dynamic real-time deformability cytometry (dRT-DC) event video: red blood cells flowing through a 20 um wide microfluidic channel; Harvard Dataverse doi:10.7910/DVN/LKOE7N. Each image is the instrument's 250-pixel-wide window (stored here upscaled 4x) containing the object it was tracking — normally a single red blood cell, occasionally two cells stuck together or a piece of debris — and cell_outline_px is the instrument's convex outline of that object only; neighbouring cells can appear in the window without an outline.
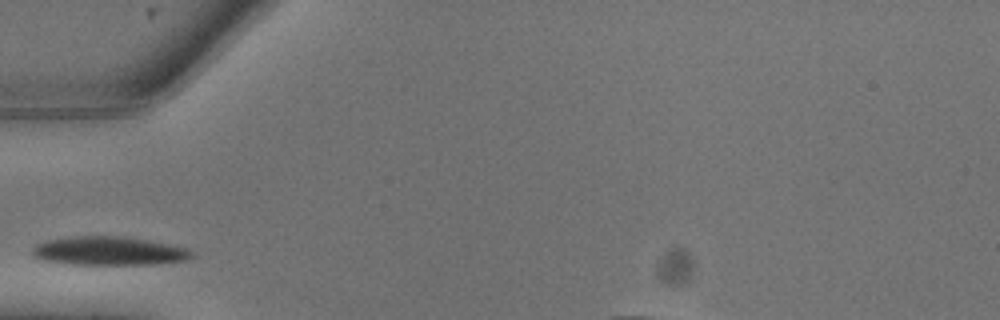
{"species": "common noctule bat (a hibernating species)", "species_latin": "Nyctalus noctula", "temperature_condition": "warm", "stored_images_in_passage": 12, "camera_frame_rate_fps": 3000, "um_per_image_px": 0.085, "animal": {"sex": "male", "body_mass_g": 13.3}, "frame": {"image": 1, "passage_image": 1, "time_ms": 0.0, "image_size_px": [1000, 320], "cell_outline_px": [[196, 256], [188, 260], [156, 264], [72, 264], [44, 260], [32, 256], [32, 248], [36, 244], [44, 240], [68, 236], [124, 236], [148, 240], [188, 248]], "centroid_in_image_um": [9.26, 21.32], "position_along_channel_um": 75.7, "area_um2": 26.88}}
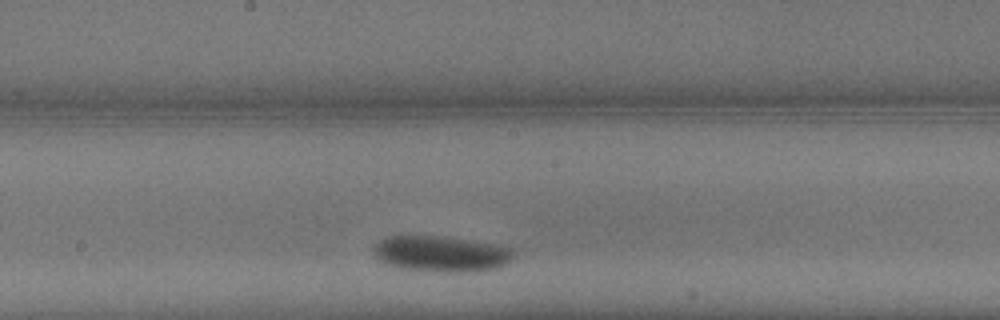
{"frame": {"image": 2, "passage_image": 6, "time_ms": 1.667, "image_size_px": [1000, 320], "cell_outline_px": [[516, 252], [504, 264], [496, 268], [476, 272], [444, 272], [404, 268], [388, 264], [372, 256], [372, 244], [384, 236], [444, 236], [504, 244], [512, 248]], "centroid_in_image_um": [37.5, 21.55], "position_along_channel_um": 210.7, "area_um2": 29.88}}
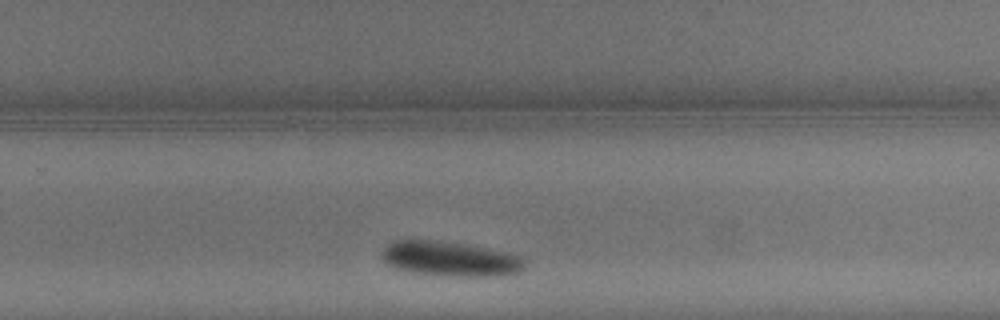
{"frame": {"image": 3, "passage_image": 9, "time_ms": 2.667, "image_size_px": [1000, 320], "cell_outline_px": [[528, 256], [524, 268], [520, 272], [500, 276], [464, 276], [416, 272], [396, 268], [388, 264], [384, 260], [384, 248], [392, 240], [440, 240], [464, 244]], "centroid_in_image_um": [38.38, 21.98], "position_along_channel_um": 291.4, "area_um2": 28.84}}